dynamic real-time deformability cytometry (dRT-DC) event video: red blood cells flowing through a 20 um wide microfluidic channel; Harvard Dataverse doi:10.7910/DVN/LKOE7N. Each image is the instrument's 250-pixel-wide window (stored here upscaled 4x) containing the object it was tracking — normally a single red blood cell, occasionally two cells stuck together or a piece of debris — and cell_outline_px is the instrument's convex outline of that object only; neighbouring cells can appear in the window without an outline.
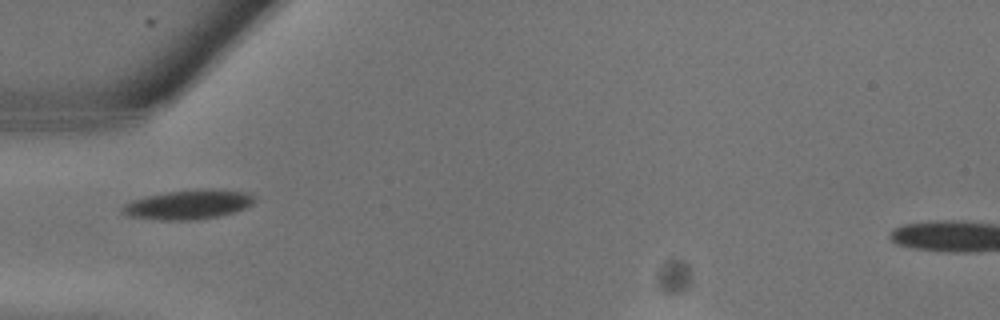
{"species": "common noctule bat (a hibernating species)", "species_latin": "Nyctalus noctula", "temperature_condition": "warm", "stored_images_in_passage": 2, "camera_frame_rate_fps": 3000, "um_per_image_px": 0.085, "animal": {"sex": "male", "body_mass_g": 13.3}, "frame": {"image": 1, "passage_image": 1, "time_ms": 0.0, "image_size_px": [1000, 320], "cell_outline_px": [[256, 200], [252, 204], [244, 208], [232, 212], [216, 216], [196, 220], [160, 220], [128, 216], [120, 212], [120, 208], [124, 204], [132, 200], [148, 196], [168, 192], [200, 188], [212, 188], [248, 192]], "centroid_in_image_um": [15.99, 17.38], "position_along_channel_um": 69.0, "area_um2": 22.66}}